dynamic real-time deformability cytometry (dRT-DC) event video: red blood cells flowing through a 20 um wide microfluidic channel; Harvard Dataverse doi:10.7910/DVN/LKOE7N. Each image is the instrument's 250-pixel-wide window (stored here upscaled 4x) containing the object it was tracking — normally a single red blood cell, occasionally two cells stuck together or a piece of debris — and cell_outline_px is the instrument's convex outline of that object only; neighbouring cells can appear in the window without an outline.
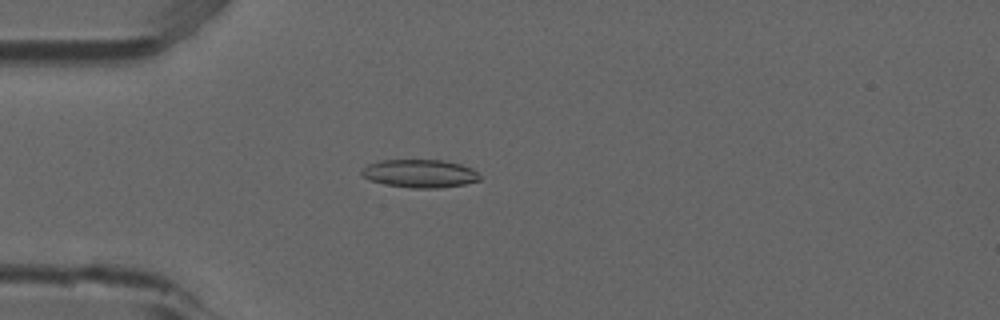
{"species": "common noctule bat (a hibernating species)", "species_latin": "Nyctalus noctula", "temperature_condition": "room temperature", "stored_images_in_passage": 5, "camera_frame_rate_fps": 3000, "um_per_image_px": 0.085, "animal": {"sex": "male", "forearm_length_mm": 52.5}, "frame": {"image": 1, "passage_image": 4, "time_ms": 1.0, "image_size_px": [1000, 320], "cell_outline_px": [[480, 180], [464, 184], [436, 188], [412, 188], [388, 184], [368, 180], [360, 172], [368, 164], [380, 160], [444, 160], [460, 164], [472, 168], [480, 176]], "centroid_in_image_um": [35.69, 14.74], "position_along_channel_um": 49.3, "area_um2": 19.19}}